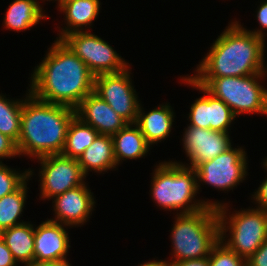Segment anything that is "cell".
I'll list each match as a JSON object with an SVG mask.
<instances>
[{"label": "cell", "mask_w": 267, "mask_h": 266, "mask_svg": "<svg viewBox=\"0 0 267 266\" xmlns=\"http://www.w3.org/2000/svg\"><path fill=\"white\" fill-rule=\"evenodd\" d=\"M34 73L30 93L44 102L75 109L94 91L95 76L60 39Z\"/></svg>", "instance_id": "cell-1"}, {"label": "cell", "mask_w": 267, "mask_h": 266, "mask_svg": "<svg viewBox=\"0 0 267 266\" xmlns=\"http://www.w3.org/2000/svg\"><path fill=\"white\" fill-rule=\"evenodd\" d=\"M29 95L31 102L23 103L21 112L18 153L36 154L38 158L61 154L75 109Z\"/></svg>", "instance_id": "cell-2"}, {"label": "cell", "mask_w": 267, "mask_h": 266, "mask_svg": "<svg viewBox=\"0 0 267 266\" xmlns=\"http://www.w3.org/2000/svg\"><path fill=\"white\" fill-rule=\"evenodd\" d=\"M263 47L261 31L247 32L237 23L231 25L215 41L209 55L200 64L198 72L201 76L193 78L262 74Z\"/></svg>", "instance_id": "cell-3"}, {"label": "cell", "mask_w": 267, "mask_h": 266, "mask_svg": "<svg viewBox=\"0 0 267 266\" xmlns=\"http://www.w3.org/2000/svg\"><path fill=\"white\" fill-rule=\"evenodd\" d=\"M219 204L207 202L189 205L180 214L173 227L175 262L206 258L220 240V223L217 214Z\"/></svg>", "instance_id": "cell-4"}, {"label": "cell", "mask_w": 267, "mask_h": 266, "mask_svg": "<svg viewBox=\"0 0 267 266\" xmlns=\"http://www.w3.org/2000/svg\"><path fill=\"white\" fill-rule=\"evenodd\" d=\"M252 74L240 77L189 78L190 84L212 94L230 107L235 115L242 112H262L267 114V90L263 89ZM232 107V108H231Z\"/></svg>", "instance_id": "cell-5"}, {"label": "cell", "mask_w": 267, "mask_h": 266, "mask_svg": "<svg viewBox=\"0 0 267 266\" xmlns=\"http://www.w3.org/2000/svg\"><path fill=\"white\" fill-rule=\"evenodd\" d=\"M75 30H64L60 40L87 65L94 76L127 69L124 61L105 41L93 34Z\"/></svg>", "instance_id": "cell-6"}, {"label": "cell", "mask_w": 267, "mask_h": 266, "mask_svg": "<svg viewBox=\"0 0 267 266\" xmlns=\"http://www.w3.org/2000/svg\"><path fill=\"white\" fill-rule=\"evenodd\" d=\"M195 168L175 163L161 164L153 179V196L158 204L170 209L181 208L191 201L197 191Z\"/></svg>", "instance_id": "cell-7"}, {"label": "cell", "mask_w": 267, "mask_h": 266, "mask_svg": "<svg viewBox=\"0 0 267 266\" xmlns=\"http://www.w3.org/2000/svg\"><path fill=\"white\" fill-rule=\"evenodd\" d=\"M232 238L227 247L247 261L267 240V211L256 209L230 218Z\"/></svg>", "instance_id": "cell-8"}, {"label": "cell", "mask_w": 267, "mask_h": 266, "mask_svg": "<svg viewBox=\"0 0 267 266\" xmlns=\"http://www.w3.org/2000/svg\"><path fill=\"white\" fill-rule=\"evenodd\" d=\"M127 70L94 77V92L129 124L136 123L139 104L130 85Z\"/></svg>", "instance_id": "cell-9"}, {"label": "cell", "mask_w": 267, "mask_h": 266, "mask_svg": "<svg viewBox=\"0 0 267 266\" xmlns=\"http://www.w3.org/2000/svg\"><path fill=\"white\" fill-rule=\"evenodd\" d=\"M39 159L43 164L41 171L43 197H55L82 184L81 180L85 175L77 159L62 154L48 155Z\"/></svg>", "instance_id": "cell-10"}, {"label": "cell", "mask_w": 267, "mask_h": 266, "mask_svg": "<svg viewBox=\"0 0 267 266\" xmlns=\"http://www.w3.org/2000/svg\"><path fill=\"white\" fill-rule=\"evenodd\" d=\"M245 152L230 147L212 160L199 163L196 167L197 178L217 188L228 189L241 181L246 174Z\"/></svg>", "instance_id": "cell-11"}, {"label": "cell", "mask_w": 267, "mask_h": 266, "mask_svg": "<svg viewBox=\"0 0 267 266\" xmlns=\"http://www.w3.org/2000/svg\"><path fill=\"white\" fill-rule=\"evenodd\" d=\"M185 132L184 146L190 157L192 168L199 163L212 160L231 146L227 132L189 126Z\"/></svg>", "instance_id": "cell-12"}, {"label": "cell", "mask_w": 267, "mask_h": 266, "mask_svg": "<svg viewBox=\"0 0 267 266\" xmlns=\"http://www.w3.org/2000/svg\"><path fill=\"white\" fill-rule=\"evenodd\" d=\"M81 111L85 114L86 120L81 117L83 115ZM75 114L82 122L91 125L99 134L103 135L112 136L128 124L94 91L79 103L75 108Z\"/></svg>", "instance_id": "cell-13"}, {"label": "cell", "mask_w": 267, "mask_h": 266, "mask_svg": "<svg viewBox=\"0 0 267 266\" xmlns=\"http://www.w3.org/2000/svg\"><path fill=\"white\" fill-rule=\"evenodd\" d=\"M34 262H52L65 259L68 235L56 220H48L34 230Z\"/></svg>", "instance_id": "cell-14"}, {"label": "cell", "mask_w": 267, "mask_h": 266, "mask_svg": "<svg viewBox=\"0 0 267 266\" xmlns=\"http://www.w3.org/2000/svg\"><path fill=\"white\" fill-rule=\"evenodd\" d=\"M210 95L197 99L192 105L190 126L226 132L236 115L222 100Z\"/></svg>", "instance_id": "cell-15"}, {"label": "cell", "mask_w": 267, "mask_h": 266, "mask_svg": "<svg viewBox=\"0 0 267 266\" xmlns=\"http://www.w3.org/2000/svg\"><path fill=\"white\" fill-rule=\"evenodd\" d=\"M84 185L81 184L56 196L57 218L66 225L84 222L92 209L93 198Z\"/></svg>", "instance_id": "cell-16"}, {"label": "cell", "mask_w": 267, "mask_h": 266, "mask_svg": "<svg viewBox=\"0 0 267 266\" xmlns=\"http://www.w3.org/2000/svg\"><path fill=\"white\" fill-rule=\"evenodd\" d=\"M77 160L84 175L89 167L98 171L114 167L117 163L114 157L112 136L99 134Z\"/></svg>", "instance_id": "cell-17"}, {"label": "cell", "mask_w": 267, "mask_h": 266, "mask_svg": "<svg viewBox=\"0 0 267 266\" xmlns=\"http://www.w3.org/2000/svg\"><path fill=\"white\" fill-rule=\"evenodd\" d=\"M0 236L16 262L20 260L28 265L34 262V229L30 224L20 223L3 230Z\"/></svg>", "instance_id": "cell-18"}, {"label": "cell", "mask_w": 267, "mask_h": 266, "mask_svg": "<svg viewBox=\"0 0 267 266\" xmlns=\"http://www.w3.org/2000/svg\"><path fill=\"white\" fill-rule=\"evenodd\" d=\"M139 107L136 126L139 127L147 143H155L164 139L170 132L173 114L168 106L154 109L147 115H141Z\"/></svg>", "instance_id": "cell-19"}, {"label": "cell", "mask_w": 267, "mask_h": 266, "mask_svg": "<svg viewBox=\"0 0 267 266\" xmlns=\"http://www.w3.org/2000/svg\"><path fill=\"white\" fill-rule=\"evenodd\" d=\"M129 125L128 123L124 128L112 135L116 163L121 158H140L149 148V144L139 127L131 129Z\"/></svg>", "instance_id": "cell-20"}, {"label": "cell", "mask_w": 267, "mask_h": 266, "mask_svg": "<svg viewBox=\"0 0 267 266\" xmlns=\"http://www.w3.org/2000/svg\"><path fill=\"white\" fill-rule=\"evenodd\" d=\"M99 133L91 126L75 116L68 128L62 155L78 159Z\"/></svg>", "instance_id": "cell-21"}, {"label": "cell", "mask_w": 267, "mask_h": 266, "mask_svg": "<svg viewBox=\"0 0 267 266\" xmlns=\"http://www.w3.org/2000/svg\"><path fill=\"white\" fill-rule=\"evenodd\" d=\"M41 8L35 0H16L9 7L5 24L10 29L23 30L35 25L44 18Z\"/></svg>", "instance_id": "cell-22"}, {"label": "cell", "mask_w": 267, "mask_h": 266, "mask_svg": "<svg viewBox=\"0 0 267 266\" xmlns=\"http://www.w3.org/2000/svg\"><path fill=\"white\" fill-rule=\"evenodd\" d=\"M99 0H66L59 5L65 12L70 26L87 25L98 15Z\"/></svg>", "instance_id": "cell-23"}, {"label": "cell", "mask_w": 267, "mask_h": 266, "mask_svg": "<svg viewBox=\"0 0 267 266\" xmlns=\"http://www.w3.org/2000/svg\"><path fill=\"white\" fill-rule=\"evenodd\" d=\"M25 188L24 182L16 191L0 198V232L19 225L16 223V219L24 207Z\"/></svg>", "instance_id": "cell-24"}, {"label": "cell", "mask_w": 267, "mask_h": 266, "mask_svg": "<svg viewBox=\"0 0 267 266\" xmlns=\"http://www.w3.org/2000/svg\"><path fill=\"white\" fill-rule=\"evenodd\" d=\"M22 107L23 103H10L0 96V133L16 144L20 137Z\"/></svg>", "instance_id": "cell-25"}, {"label": "cell", "mask_w": 267, "mask_h": 266, "mask_svg": "<svg viewBox=\"0 0 267 266\" xmlns=\"http://www.w3.org/2000/svg\"><path fill=\"white\" fill-rule=\"evenodd\" d=\"M223 207H217V214L220 223V240L211 249V257L208 256L209 266H246V261L243 264V258L237 255L233 250L229 249L226 245L220 247L222 235L224 232V211ZM213 255V256H212Z\"/></svg>", "instance_id": "cell-26"}, {"label": "cell", "mask_w": 267, "mask_h": 266, "mask_svg": "<svg viewBox=\"0 0 267 266\" xmlns=\"http://www.w3.org/2000/svg\"><path fill=\"white\" fill-rule=\"evenodd\" d=\"M30 172L18 175L0 164V198L16 191L25 182Z\"/></svg>", "instance_id": "cell-27"}, {"label": "cell", "mask_w": 267, "mask_h": 266, "mask_svg": "<svg viewBox=\"0 0 267 266\" xmlns=\"http://www.w3.org/2000/svg\"><path fill=\"white\" fill-rule=\"evenodd\" d=\"M246 266H267V240L246 261Z\"/></svg>", "instance_id": "cell-28"}, {"label": "cell", "mask_w": 267, "mask_h": 266, "mask_svg": "<svg viewBox=\"0 0 267 266\" xmlns=\"http://www.w3.org/2000/svg\"><path fill=\"white\" fill-rule=\"evenodd\" d=\"M19 154L16 143L9 137L0 133V158L11 157Z\"/></svg>", "instance_id": "cell-29"}, {"label": "cell", "mask_w": 267, "mask_h": 266, "mask_svg": "<svg viewBox=\"0 0 267 266\" xmlns=\"http://www.w3.org/2000/svg\"><path fill=\"white\" fill-rule=\"evenodd\" d=\"M16 261L0 236V266H15Z\"/></svg>", "instance_id": "cell-30"}, {"label": "cell", "mask_w": 267, "mask_h": 266, "mask_svg": "<svg viewBox=\"0 0 267 266\" xmlns=\"http://www.w3.org/2000/svg\"><path fill=\"white\" fill-rule=\"evenodd\" d=\"M255 198L261 205L260 209L267 211V180L259 187Z\"/></svg>", "instance_id": "cell-31"}, {"label": "cell", "mask_w": 267, "mask_h": 266, "mask_svg": "<svg viewBox=\"0 0 267 266\" xmlns=\"http://www.w3.org/2000/svg\"><path fill=\"white\" fill-rule=\"evenodd\" d=\"M171 266H209L208 257L170 263Z\"/></svg>", "instance_id": "cell-32"}, {"label": "cell", "mask_w": 267, "mask_h": 266, "mask_svg": "<svg viewBox=\"0 0 267 266\" xmlns=\"http://www.w3.org/2000/svg\"><path fill=\"white\" fill-rule=\"evenodd\" d=\"M257 17L261 25L267 28V2L261 5Z\"/></svg>", "instance_id": "cell-33"}, {"label": "cell", "mask_w": 267, "mask_h": 266, "mask_svg": "<svg viewBox=\"0 0 267 266\" xmlns=\"http://www.w3.org/2000/svg\"><path fill=\"white\" fill-rule=\"evenodd\" d=\"M27 266H70L68 262H66L65 259L60 261H52V262H33L30 265Z\"/></svg>", "instance_id": "cell-34"}, {"label": "cell", "mask_w": 267, "mask_h": 266, "mask_svg": "<svg viewBox=\"0 0 267 266\" xmlns=\"http://www.w3.org/2000/svg\"><path fill=\"white\" fill-rule=\"evenodd\" d=\"M140 266H171V265L161 261V262H148Z\"/></svg>", "instance_id": "cell-35"}, {"label": "cell", "mask_w": 267, "mask_h": 266, "mask_svg": "<svg viewBox=\"0 0 267 266\" xmlns=\"http://www.w3.org/2000/svg\"><path fill=\"white\" fill-rule=\"evenodd\" d=\"M64 1H66V0H59V2H60L59 5H61Z\"/></svg>", "instance_id": "cell-36"}]
</instances>
